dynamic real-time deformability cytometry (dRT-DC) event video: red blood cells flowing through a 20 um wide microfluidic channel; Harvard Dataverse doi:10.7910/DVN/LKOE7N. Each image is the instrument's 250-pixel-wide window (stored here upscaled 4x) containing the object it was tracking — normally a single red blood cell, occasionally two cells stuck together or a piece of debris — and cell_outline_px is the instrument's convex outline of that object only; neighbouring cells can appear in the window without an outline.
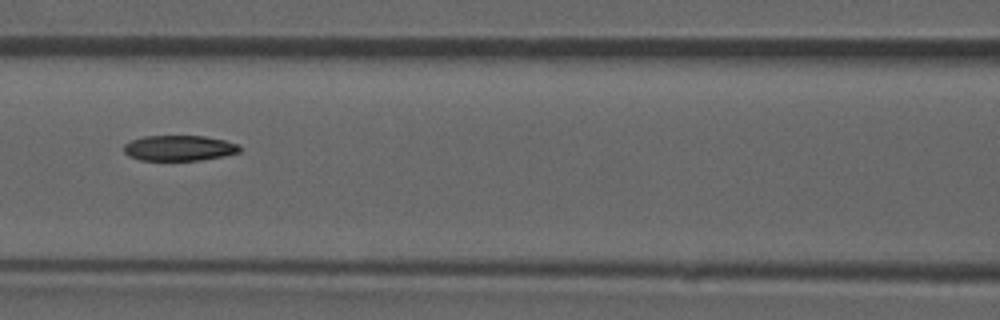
{"species": "common noctule bat (a hibernating species)", "species_latin": "Nyctalus noctula", "temperature_condition": "room temperature", "stored_images_in_passage": 52, "camera_frame_rate_fps": 3000, "um_per_image_px": 0.085, "animal": {"sex": "male", "forearm_length_mm": 52.5}, "frame": {"image": 1, "passage_image": 23, "time_ms": 7.333, "image_size_px": [1000, 320], "cell_outline_px": [[240, 152], [224, 156], [200, 160], [140, 160], [128, 156], [124, 152], [124, 144], [132, 140], [144, 136], [204, 136], [224, 140], [240, 144]], "centroid_in_image_um": [15.24, 12.58], "position_along_channel_um": 151.4, "area_um2": 17.22}, "authors_computed_cell_mechanics": {"area_um2": 18.3804, "velocity_mm_per_s": 3.9176, "shape_relaxation_time_tau1_ms": 7.327, "shape_relaxation_time_tau2_ms": 5.4124, "deformation_change_tau1": 0.1873, "deformation_change_tau2": 0.1132}}